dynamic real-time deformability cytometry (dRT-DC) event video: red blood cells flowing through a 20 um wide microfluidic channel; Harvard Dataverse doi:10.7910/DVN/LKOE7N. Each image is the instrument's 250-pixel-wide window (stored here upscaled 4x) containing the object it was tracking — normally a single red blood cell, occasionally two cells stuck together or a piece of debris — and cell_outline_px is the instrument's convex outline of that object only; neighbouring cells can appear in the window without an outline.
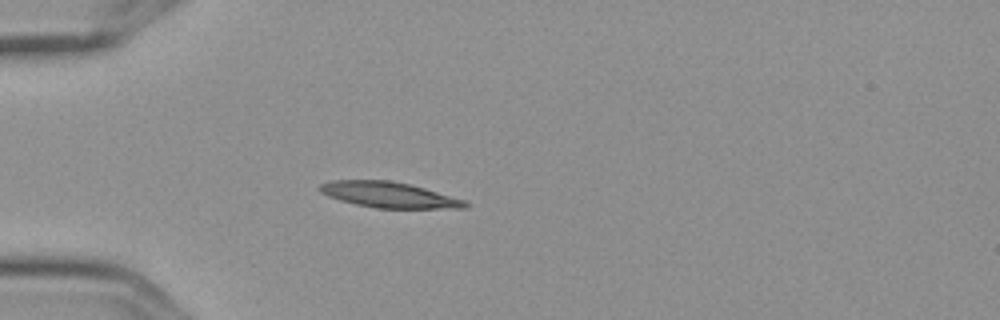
{"species": "Egyptian fruit bat (a non-hibernating species)", "species_latin": "Rousettus aegyptiacus", "temperature_condition": "cold", "stored_images_in_passage": 2, "camera_frame_rate_fps": 3000, "um_per_image_px": 0.085, "frame": {"image": 1, "passage_image": 1, "time_ms": 0.0, "image_size_px": [1000, 320], "cell_outline_px": [[468, 208], [376, 208], [356, 204], [340, 200], [328, 196], [320, 192], [316, 188], [320, 184], [332, 180], [388, 180], [408, 184], [424, 188], [464, 200], [468, 204]], "centroid_in_image_um": [33.0, 16.56], "position_along_channel_um": 52.0, "area_um2": 21.56}}